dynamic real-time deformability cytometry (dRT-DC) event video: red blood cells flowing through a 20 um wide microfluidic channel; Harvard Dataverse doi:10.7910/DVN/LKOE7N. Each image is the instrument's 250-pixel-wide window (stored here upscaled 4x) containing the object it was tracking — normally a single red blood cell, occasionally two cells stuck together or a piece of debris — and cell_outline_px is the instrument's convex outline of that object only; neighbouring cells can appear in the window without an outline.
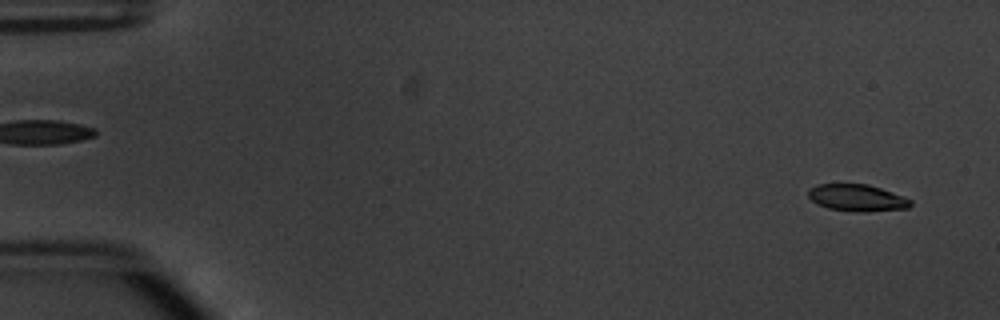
{"species": "common noctule bat (a hibernating species)", "species_latin": "Nyctalus noctula", "temperature_condition": "warm", "stored_images_in_passage": 15, "camera_frame_rate_fps": 3000, "um_per_image_px": 0.085, "animal": {"sex": "male", "body_mass_g": 20.1, "forearm_length_mm": 53.5}, "frame": {"image": 1, "passage_image": 3, "time_ms": 0.667, "image_size_px": [1000, 320], "cell_outline_px": [[912, 204], [908, 208], [868, 212], [856, 212], [828, 208], [812, 200], [808, 196], [808, 188], [816, 184], [868, 184], [904, 196], [912, 200]], "centroid_in_image_um": [72.87, 16.81], "position_along_channel_um": 12.1, "area_um2": 16.07}}